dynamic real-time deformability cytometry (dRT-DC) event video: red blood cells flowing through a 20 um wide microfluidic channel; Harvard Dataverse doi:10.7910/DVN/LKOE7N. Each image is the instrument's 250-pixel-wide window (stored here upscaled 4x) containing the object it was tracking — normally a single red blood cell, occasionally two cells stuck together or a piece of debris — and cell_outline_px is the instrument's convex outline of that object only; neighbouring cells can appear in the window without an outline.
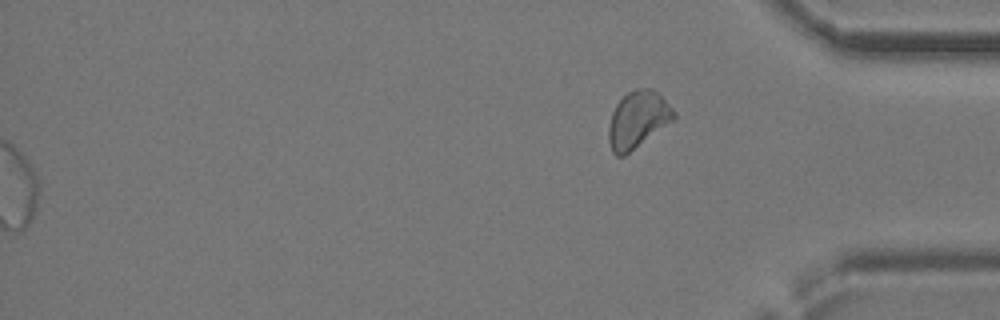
{"species": "common noctule bat (a hibernating species)", "species_latin": "Nyctalus noctula", "temperature_condition": "cold", "stored_images_in_passage": 35, "segment_of_instrument_passage": [2, 2], "camera_frame_rate_fps": 3000, "um_per_image_px": 0.085, "animal": {"sex": "female", "body_mass_g": 24.6, "forearm_length_mm": 56.2}, "frame": {"image": 1, "passage_image": 35, "time_ms": 11.333, "image_size_px": [1000, 320], "cell_outline_px": [[676, 120], [624, 156], [616, 156], [612, 152], [608, 140], [608, 128], [612, 112], [616, 104], [628, 92], [636, 88], [652, 88], [676, 112]], "centroid_in_image_um": [54.22, 10.19], "position_along_channel_um": 381.0, "area_um2": 21.73}}